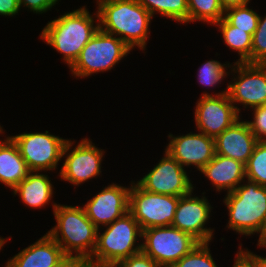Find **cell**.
I'll use <instances>...</instances> for the list:
<instances>
[{"label":"cell","instance_id":"9","mask_svg":"<svg viewBox=\"0 0 266 267\" xmlns=\"http://www.w3.org/2000/svg\"><path fill=\"white\" fill-rule=\"evenodd\" d=\"M178 202V196L151 193L131 183L129 212L142 230L171 225Z\"/></svg>","mask_w":266,"mask_h":267},{"label":"cell","instance_id":"25","mask_svg":"<svg viewBox=\"0 0 266 267\" xmlns=\"http://www.w3.org/2000/svg\"><path fill=\"white\" fill-rule=\"evenodd\" d=\"M247 180L266 187V141H259L245 164Z\"/></svg>","mask_w":266,"mask_h":267},{"label":"cell","instance_id":"3","mask_svg":"<svg viewBox=\"0 0 266 267\" xmlns=\"http://www.w3.org/2000/svg\"><path fill=\"white\" fill-rule=\"evenodd\" d=\"M56 226L48 234L62 248L65 255L88 260L95 249L98 229L87 217L83 207L53 204ZM61 237H60V235Z\"/></svg>","mask_w":266,"mask_h":267},{"label":"cell","instance_id":"27","mask_svg":"<svg viewBox=\"0 0 266 267\" xmlns=\"http://www.w3.org/2000/svg\"><path fill=\"white\" fill-rule=\"evenodd\" d=\"M208 246L209 242L198 243L172 267H218L210 254Z\"/></svg>","mask_w":266,"mask_h":267},{"label":"cell","instance_id":"6","mask_svg":"<svg viewBox=\"0 0 266 267\" xmlns=\"http://www.w3.org/2000/svg\"><path fill=\"white\" fill-rule=\"evenodd\" d=\"M131 50L119 37L99 29L81 50L70 70L73 75L81 78L108 71Z\"/></svg>","mask_w":266,"mask_h":267},{"label":"cell","instance_id":"11","mask_svg":"<svg viewBox=\"0 0 266 267\" xmlns=\"http://www.w3.org/2000/svg\"><path fill=\"white\" fill-rule=\"evenodd\" d=\"M137 184L144 190L172 196H184L193 191V185L184 167L166 150L160 162Z\"/></svg>","mask_w":266,"mask_h":267},{"label":"cell","instance_id":"30","mask_svg":"<svg viewBox=\"0 0 266 267\" xmlns=\"http://www.w3.org/2000/svg\"><path fill=\"white\" fill-rule=\"evenodd\" d=\"M254 121H247L251 132L258 141H266V106L252 108Z\"/></svg>","mask_w":266,"mask_h":267},{"label":"cell","instance_id":"12","mask_svg":"<svg viewBox=\"0 0 266 267\" xmlns=\"http://www.w3.org/2000/svg\"><path fill=\"white\" fill-rule=\"evenodd\" d=\"M232 71L238 73L228 84L230 101L254 108L266 104V64L234 63ZM236 80V81H235Z\"/></svg>","mask_w":266,"mask_h":267},{"label":"cell","instance_id":"32","mask_svg":"<svg viewBox=\"0 0 266 267\" xmlns=\"http://www.w3.org/2000/svg\"><path fill=\"white\" fill-rule=\"evenodd\" d=\"M58 0H18L19 7L22 5L35 13H43L52 8Z\"/></svg>","mask_w":266,"mask_h":267},{"label":"cell","instance_id":"28","mask_svg":"<svg viewBox=\"0 0 266 267\" xmlns=\"http://www.w3.org/2000/svg\"><path fill=\"white\" fill-rule=\"evenodd\" d=\"M250 64H266V16L259 17L258 26L252 35Z\"/></svg>","mask_w":266,"mask_h":267},{"label":"cell","instance_id":"40","mask_svg":"<svg viewBox=\"0 0 266 267\" xmlns=\"http://www.w3.org/2000/svg\"><path fill=\"white\" fill-rule=\"evenodd\" d=\"M266 238V216L264 219V239Z\"/></svg>","mask_w":266,"mask_h":267},{"label":"cell","instance_id":"36","mask_svg":"<svg viewBox=\"0 0 266 267\" xmlns=\"http://www.w3.org/2000/svg\"><path fill=\"white\" fill-rule=\"evenodd\" d=\"M219 1L224 10L234 6L248 5V2H250V0H219Z\"/></svg>","mask_w":266,"mask_h":267},{"label":"cell","instance_id":"39","mask_svg":"<svg viewBox=\"0 0 266 267\" xmlns=\"http://www.w3.org/2000/svg\"><path fill=\"white\" fill-rule=\"evenodd\" d=\"M6 241H7V239L5 240L4 238H1L0 237V250L4 246V244H5Z\"/></svg>","mask_w":266,"mask_h":267},{"label":"cell","instance_id":"1","mask_svg":"<svg viewBox=\"0 0 266 267\" xmlns=\"http://www.w3.org/2000/svg\"><path fill=\"white\" fill-rule=\"evenodd\" d=\"M97 4L100 30L121 35L119 38L131 49H145L152 16L142 5L134 0H102Z\"/></svg>","mask_w":266,"mask_h":267},{"label":"cell","instance_id":"13","mask_svg":"<svg viewBox=\"0 0 266 267\" xmlns=\"http://www.w3.org/2000/svg\"><path fill=\"white\" fill-rule=\"evenodd\" d=\"M130 188L112 183L87 201L83 206L85 214L94 223L99 231V226H107L129 211Z\"/></svg>","mask_w":266,"mask_h":267},{"label":"cell","instance_id":"37","mask_svg":"<svg viewBox=\"0 0 266 267\" xmlns=\"http://www.w3.org/2000/svg\"><path fill=\"white\" fill-rule=\"evenodd\" d=\"M246 252L259 264V267H266V258L253 254L248 250H246Z\"/></svg>","mask_w":266,"mask_h":267},{"label":"cell","instance_id":"23","mask_svg":"<svg viewBox=\"0 0 266 267\" xmlns=\"http://www.w3.org/2000/svg\"><path fill=\"white\" fill-rule=\"evenodd\" d=\"M142 5L153 17L160 13L172 20L188 23V1L187 0H134Z\"/></svg>","mask_w":266,"mask_h":267},{"label":"cell","instance_id":"42","mask_svg":"<svg viewBox=\"0 0 266 267\" xmlns=\"http://www.w3.org/2000/svg\"><path fill=\"white\" fill-rule=\"evenodd\" d=\"M2 131H3V129H2V127L0 126V134L2 133Z\"/></svg>","mask_w":266,"mask_h":267},{"label":"cell","instance_id":"29","mask_svg":"<svg viewBox=\"0 0 266 267\" xmlns=\"http://www.w3.org/2000/svg\"><path fill=\"white\" fill-rule=\"evenodd\" d=\"M230 67L229 63L221 64L216 60H209L206 63L202 64L200 70L198 71L199 83L202 85L214 87L217 83L219 84L223 78L229 73L226 72V67Z\"/></svg>","mask_w":266,"mask_h":267},{"label":"cell","instance_id":"34","mask_svg":"<svg viewBox=\"0 0 266 267\" xmlns=\"http://www.w3.org/2000/svg\"><path fill=\"white\" fill-rule=\"evenodd\" d=\"M19 10L18 0H0V15L14 16Z\"/></svg>","mask_w":266,"mask_h":267},{"label":"cell","instance_id":"8","mask_svg":"<svg viewBox=\"0 0 266 267\" xmlns=\"http://www.w3.org/2000/svg\"><path fill=\"white\" fill-rule=\"evenodd\" d=\"M30 171H48L57 168L58 162L67 155L73 142L45 133H23L11 136ZM72 142V143H71Z\"/></svg>","mask_w":266,"mask_h":267},{"label":"cell","instance_id":"7","mask_svg":"<svg viewBox=\"0 0 266 267\" xmlns=\"http://www.w3.org/2000/svg\"><path fill=\"white\" fill-rule=\"evenodd\" d=\"M142 252L150 256L160 267H172L187 255L198 243L191 234L172 225L142 230Z\"/></svg>","mask_w":266,"mask_h":267},{"label":"cell","instance_id":"10","mask_svg":"<svg viewBox=\"0 0 266 267\" xmlns=\"http://www.w3.org/2000/svg\"><path fill=\"white\" fill-rule=\"evenodd\" d=\"M214 95L203 93L194 114L200 132L215 139L240 119V109L231 103L227 90Z\"/></svg>","mask_w":266,"mask_h":267},{"label":"cell","instance_id":"4","mask_svg":"<svg viewBox=\"0 0 266 267\" xmlns=\"http://www.w3.org/2000/svg\"><path fill=\"white\" fill-rule=\"evenodd\" d=\"M229 211L228 228L242 235L260 233L258 245L264 240L266 216V187L248 180L234 191L227 193L223 201Z\"/></svg>","mask_w":266,"mask_h":267},{"label":"cell","instance_id":"41","mask_svg":"<svg viewBox=\"0 0 266 267\" xmlns=\"http://www.w3.org/2000/svg\"><path fill=\"white\" fill-rule=\"evenodd\" d=\"M260 247L262 246V247H266V238L263 240V242L259 245Z\"/></svg>","mask_w":266,"mask_h":267},{"label":"cell","instance_id":"22","mask_svg":"<svg viewBox=\"0 0 266 267\" xmlns=\"http://www.w3.org/2000/svg\"><path fill=\"white\" fill-rule=\"evenodd\" d=\"M214 25L219 26L226 45L240 55L237 63L250 64L252 35L247 30L230 25L224 18Z\"/></svg>","mask_w":266,"mask_h":267},{"label":"cell","instance_id":"17","mask_svg":"<svg viewBox=\"0 0 266 267\" xmlns=\"http://www.w3.org/2000/svg\"><path fill=\"white\" fill-rule=\"evenodd\" d=\"M258 142L247 121L237 120L215 138V154L246 164Z\"/></svg>","mask_w":266,"mask_h":267},{"label":"cell","instance_id":"35","mask_svg":"<svg viewBox=\"0 0 266 267\" xmlns=\"http://www.w3.org/2000/svg\"><path fill=\"white\" fill-rule=\"evenodd\" d=\"M81 261L75 255H65L60 261L51 267H75Z\"/></svg>","mask_w":266,"mask_h":267},{"label":"cell","instance_id":"31","mask_svg":"<svg viewBox=\"0 0 266 267\" xmlns=\"http://www.w3.org/2000/svg\"><path fill=\"white\" fill-rule=\"evenodd\" d=\"M113 267H160V265L141 251L117 262Z\"/></svg>","mask_w":266,"mask_h":267},{"label":"cell","instance_id":"38","mask_svg":"<svg viewBox=\"0 0 266 267\" xmlns=\"http://www.w3.org/2000/svg\"><path fill=\"white\" fill-rule=\"evenodd\" d=\"M75 267H99L89 260H81Z\"/></svg>","mask_w":266,"mask_h":267},{"label":"cell","instance_id":"15","mask_svg":"<svg viewBox=\"0 0 266 267\" xmlns=\"http://www.w3.org/2000/svg\"><path fill=\"white\" fill-rule=\"evenodd\" d=\"M103 151L92 145L89 139H82L66 156L60 170V178L79 186L88 179L100 175Z\"/></svg>","mask_w":266,"mask_h":267},{"label":"cell","instance_id":"2","mask_svg":"<svg viewBox=\"0 0 266 267\" xmlns=\"http://www.w3.org/2000/svg\"><path fill=\"white\" fill-rule=\"evenodd\" d=\"M93 22L92 15L83 6L47 23L40 37L64 55L63 60L71 67L81 50L99 30V23L94 25Z\"/></svg>","mask_w":266,"mask_h":267},{"label":"cell","instance_id":"18","mask_svg":"<svg viewBox=\"0 0 266 267\" xmlns=\"http://www.w3.org/2000/svg\"><path fill=\"white\" fill-rule=\"evenodd\" d=\"M65 256L62 248L48 234L26 247L5 266L7 267H51Z\"/></svg>","mask_w":266,"mask_h":267},{"label":"cell","instance_id":"14","mask_svg":"<svg viewBox=\"0 0 266 267\" xmlns=\"http://www.w3.org/2000/svg\"><path fill=\"white\" fill-rule=\"evenodd\" d=\"M193 191L179 197L172 226L191 234L199 242H211L213 230L204 228L210 218L211 205L205 196L191 197Z\"/></svg>","mask_w":266,"mask_h":267},{"label":"cell","instance_id":"16","mask_svg":"<svg viewBox=\"0 0 266 267\" xmlns=\"http://www.w3.org/2000/svg\"><path fill=\"white\" fill-rule=\"evenodd\" d=\"M171 138L166 151L182 167L195 165L200 171L215 155V139L204 133H189Z\"/></svg>","mask_w":266,"mask_h":267},{"label":"cell","instance_id":"26","mask_svg":"<svg viewBox=\"0 0 266 267\" xmlns=\"http://www.w3.org/2000/svg\"><path fill=\"white\" fill-rule=\"evenodd\" d=\"M259 17L260 15L249 9L247 5L230 7L225 9L224 12V19L230 25L241 30H247L251 35L256 31Z\"/></svg>","mask_w":266,"mask_h":267},{"label":"cell","instance_id":"19","mask_svg":"<svg viewBox=\"0 0 266 267\" xmlns=\"http://www.w3.org/2000/svg\"><path fill=\"white\" fill-rule=\"evenodd\" d=\"M217 191L226 189L227 193L234 191L246 178L245 164L242 162L215 154L201 170Z\"/></svg>","mask_w":266,"mask_h":267},{"label":"cell","instance_id":"21","mask_svg":"<svg viewBox=\"0 0 266 267\" xmlns=\"http://www.w3.org/2000/svg\"><path fill=\"white\" fill-rule=\"evenodd\" d=\"M48 175L31 171L14 189V195L19 193L22 202L31 208H41L48 204L53 195V187Z\"/></svg>","mask_w":266,"mask_h":267},{"label":"cell","instance_id":"33","mask_svg":"<svg viewBox=\"0 0 266 267\" xmlns=\"http://www.w3.org/2000/svg\"><path fill=\"white\" fill-rule=\"evenodd\" d=\"M233 267H259V264L246 252L239 247Z\"/></svg>","mask_w":266,"mask_h":267},{"label":"cell","instance_id":"5","mask_svg":"<svg viewBox=\"0 0 266 267\" xmlns=\"http://www.w3.org/2000/svg\"><path fill=\"white\" fill-rule=\"evenodd\" d=\"M106 227L101 235L97 231L96 246L89 261L99 267H113L142 251V244L135 246L137 237H142V229L129 211Z\"/></svg>","mask_w":266,"mask_h":267},{"label":"cell","instance_id":"20","mask_svg":"<svg viewBox=\"0 0 266 267\" xmlns=\"http://www.w3.org/2000/svg\"><path fill=\"white\" fill-rule=\"evenodd\" d=\"M30 172L13 139L0 141V182L14 189Z\"/></svg>","mask_w":266,"mask_h":267},{"label":"cell","instance_id":"24","mask_svg":"<svg viewBox=\"0 0 266 267\" xmlns=\"http://www.w3.org/2000/svg\"><path fill=\"white\" fill-rule=\"evenodd\" d=\"M188 23L202 21L216 24L224 18V8L219 0H187Z\"/></svg>","mask_w":266,"mask_h":267}]
</instances>
